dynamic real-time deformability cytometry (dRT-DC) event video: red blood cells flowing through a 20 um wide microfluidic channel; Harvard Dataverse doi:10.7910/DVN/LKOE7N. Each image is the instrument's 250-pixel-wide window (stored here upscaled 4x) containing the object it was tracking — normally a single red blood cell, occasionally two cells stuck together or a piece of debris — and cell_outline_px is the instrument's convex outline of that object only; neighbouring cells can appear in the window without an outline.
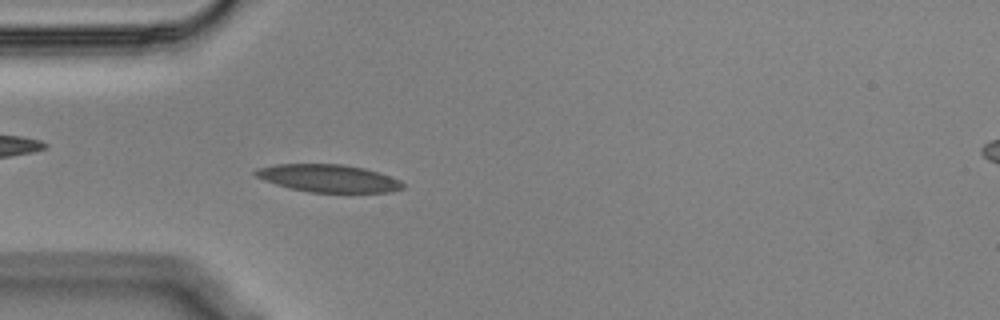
{"species": "Egyptian fruit bat (a non-hibernating species)", "species_latin": "Rousettus aegyptiacus", "temperature_condition": "cold", "stored_images_in_passage": 55, "camera_frame_rate_fps": 3000, "um_per_image_px": 0.085, "animal": {"sex": "male"}, "frame": {"image": 1, "passage_image": 15, "time_ms": 4.667, "image_size_px": [1000, 320], "cell_outline_px": [[404, 188], [392, 192], [308, 192], [288, 188], [264, 180], [256, 176], [252, 172], [256, 168], [276, 164], [344, 164], [364, 168], [400, 180], [404, 184]], "centroid_in_image_um": [27.88, 15.15], "position_along_channel_um": 57.1, "area_um2": 23.7}}
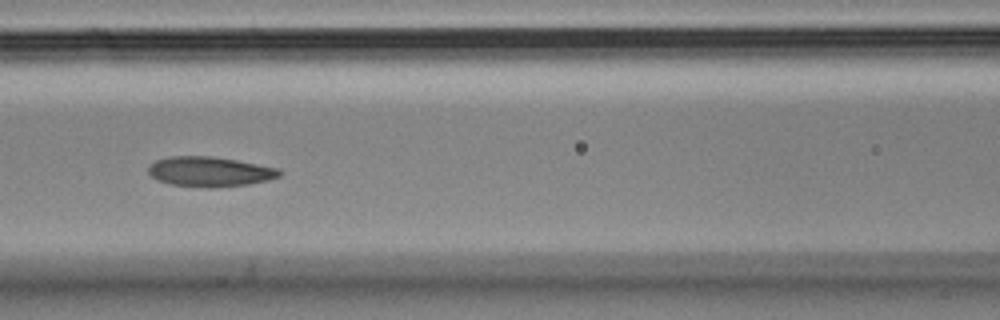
{"frame": {"image": 2, "passage_image": 23, "time_ms": 7.333, "image_size_px": [1000, 320], "cell_outline_px": [[284, 172], [280, 176], [268, 180], [248, 184], [216, 188], [204, 188], [168, 184], [156, 180], [148, 172], [148, 164], [156, 160], [172, 156], [208, 156], [236, 160], [280, 168]], "centroid_in_image_um": [17.83, 14.6], "position_along_channel_um": 148.8, "area_um2": 23.18}}
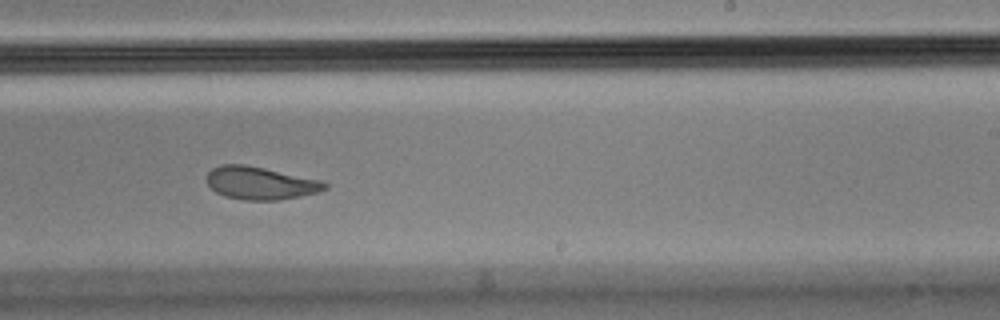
{"frame": {"image": 3, "passage_image": 33, "time_ms": 10.667, "image_size_px": [1000, 320], "cell_outline_px": [[328, 188], [316, 192], [300, 196], [280, 200], [244, 200], [224, 196], [216, 192], [208, 184], [208, 172], [212, 168], [220, 164], [244, 164], [324, 180], [328, 184]], "centroid_in_image_um": [22.16, 15.56], "position_along_channel_um": 266.8, "area_um2": 22.6}, "authors_computed_cell_mechanics": {"area_um2": 23.1778, "velocity_mm_per_s": 3.5492, "shape_relaxation_time_tau1_ms": 6.2312, "shape_relaxation_time_tau2_ms": 2.5134, "deformation_change_tau1": 0.1761, "deformation_change_tau2": 0.0701}}